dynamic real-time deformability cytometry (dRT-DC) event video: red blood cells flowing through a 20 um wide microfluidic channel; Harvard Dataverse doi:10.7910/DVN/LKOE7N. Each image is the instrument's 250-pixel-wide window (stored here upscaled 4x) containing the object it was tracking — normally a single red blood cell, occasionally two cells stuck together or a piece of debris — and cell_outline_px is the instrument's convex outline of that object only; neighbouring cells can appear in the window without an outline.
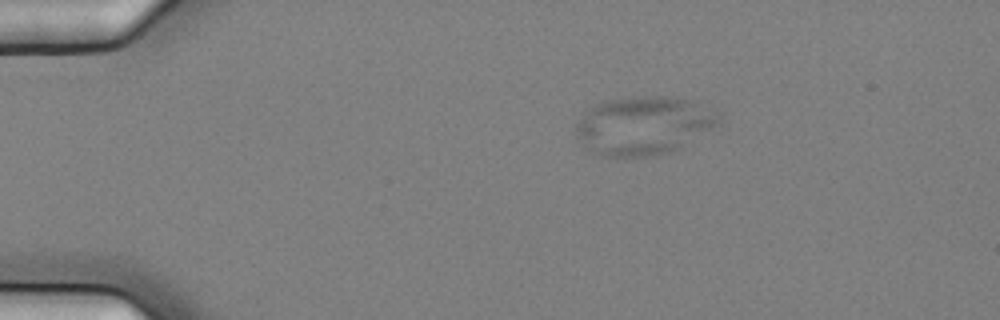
{"species": "common noctule bat (a hibernating species)", "species_latin": "Nyctalus noctula", "temperature_condition": "cold", "stored_images_in_passage": 3, "camera_frame_rate_fps": 3000, "um_per_image_px": 0.085, "animal": {"sex": "female", "body_mass_g": 25.1}, "frame": {"image": 1, "passage_image": 1, "time_ms": 0.0, "image_size_px": [1000, 320], "cell_outline_px": [[720, 124], [680, 148], [656, 156], [600, 156], [592, 152], [576, 136], [572, 128], [584, 108], [604, 100], [628, 96], [664, 96], [696, 100], [720, 116]], "centroid_in_image_um": [54.64, 10.64], "position_along_channel_um": 30.4, "area_um2": 49.53}}